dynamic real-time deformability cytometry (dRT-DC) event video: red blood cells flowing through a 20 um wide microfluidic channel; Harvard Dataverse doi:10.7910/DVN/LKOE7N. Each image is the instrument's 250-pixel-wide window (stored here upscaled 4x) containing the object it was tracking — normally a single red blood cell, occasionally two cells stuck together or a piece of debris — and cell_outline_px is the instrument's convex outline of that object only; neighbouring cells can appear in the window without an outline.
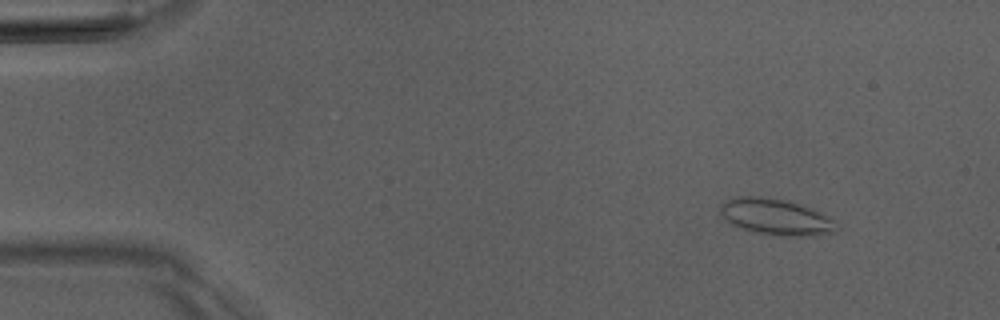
{"species": "Egyptian fruit bat (a non-hibernating species)", "species_latin": "Rousettus aegyptiacus", "temperature_condition": "room temperature", "stored_images_in_passage": 2, "camera_frame_rate_fps": 3000, "um_per_image_px": 0.085, "animal": {"sex": "male"}, "frame": {"image": 1, "passage_image": 2, "time_ms": 2.0, "image_size_px": [1000, 320], "cell_outline_px": [[840, 228], [836, 232], [816, 236], [772, 236], [756, 232], [732, 224], [720, 212], [720, 204], [736, 196], [752, 196], [784, 200], [812, 208], [820, 212], [832, 220]], "centroid_in_image_um": [66.0, 18.46], "position_along_channel_um": 19.0, "area_um2": 24.33}}